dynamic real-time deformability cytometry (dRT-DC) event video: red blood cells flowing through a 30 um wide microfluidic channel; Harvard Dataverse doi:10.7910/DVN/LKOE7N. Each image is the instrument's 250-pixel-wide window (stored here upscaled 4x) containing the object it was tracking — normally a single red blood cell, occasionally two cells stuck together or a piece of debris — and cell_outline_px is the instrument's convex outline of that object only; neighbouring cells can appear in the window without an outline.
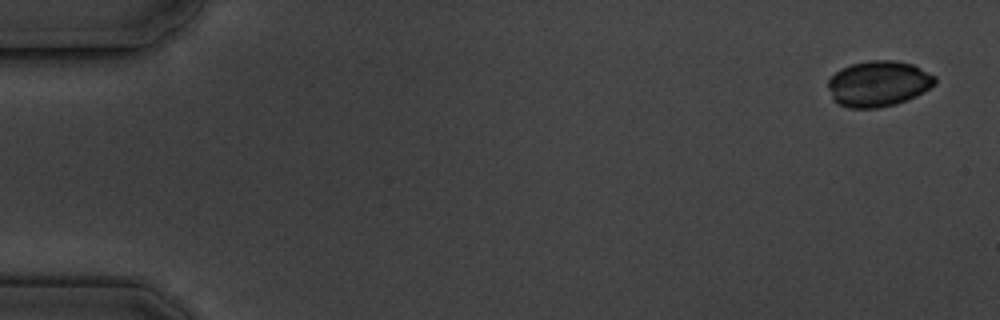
{"species": "common noctule bat (a hibernating species)", "species_latin": "Nyctalus noctula", "temperature_condition": "cold", "stored_images_in_passage": 5, "camera_frame_rate_fps": 3000, "um_per_image_px": 0.085, "animal": {"sex": "male", "body_mass_g": 19.5, "forearm_length_mm": 54.6}, "frame": {"image": 1, "passage_image": 1, "time_ms": 0.0, "image_size_px": [1000, 320], "cell_outline_px": [[936, 84], [924, 92], [908, 100], [896, 104], [880, 108], [848, 108], [832, 100], [828, 88], [828, 80], [840, 68], [852, 64], [868, 60], [892, 60], [912, 64], [936, 76]], "centroid_in_image_um": [74.67, 7.12], "position_along_channel_um": 10.3, "area_um2": 28.73}}